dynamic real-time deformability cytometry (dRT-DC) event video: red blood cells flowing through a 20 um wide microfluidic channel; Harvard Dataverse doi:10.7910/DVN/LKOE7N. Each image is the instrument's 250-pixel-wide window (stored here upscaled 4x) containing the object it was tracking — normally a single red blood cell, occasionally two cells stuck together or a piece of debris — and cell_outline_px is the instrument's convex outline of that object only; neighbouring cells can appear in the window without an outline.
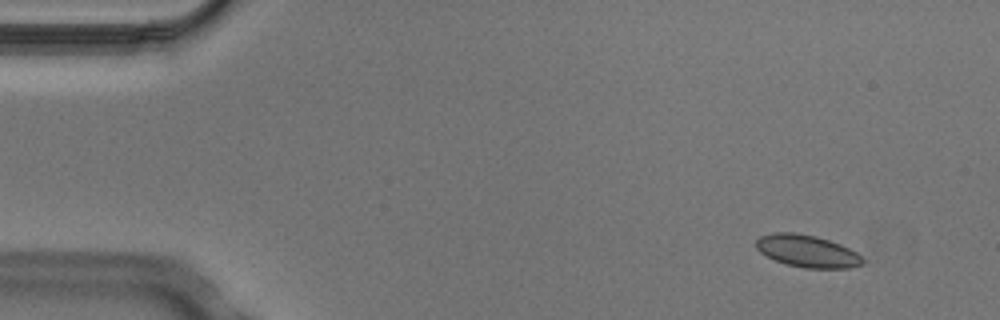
{"species": "Egyptian fruit bat (a non-hibernating species)", "species_latin": "Rousettus aegyptiacus", "temperature_condition": "cold", "stored_images_in_passage": 5, "camera_frame_rate_fps": 3000, "um_per_image_px": 0.085, "animal": {"sex": "male"}, "frame": {"image": 1, "passage_image": 2, "time_ms": 0.333, "image_size_px": [1000, 320], "cell_outline_px": [[864, 264], [848, 268], [804, 268], [784, 264], [760, 252], [756, 248], [756, 240], [760, 236], [776, 232], [796, 232], [816, 236], [840, 244], [856, 252], [864, 260]], "centroid_in_image_um": [68.6, 21.34], "position_along_channel_um": 16.4, "area_um2": 20.0}}
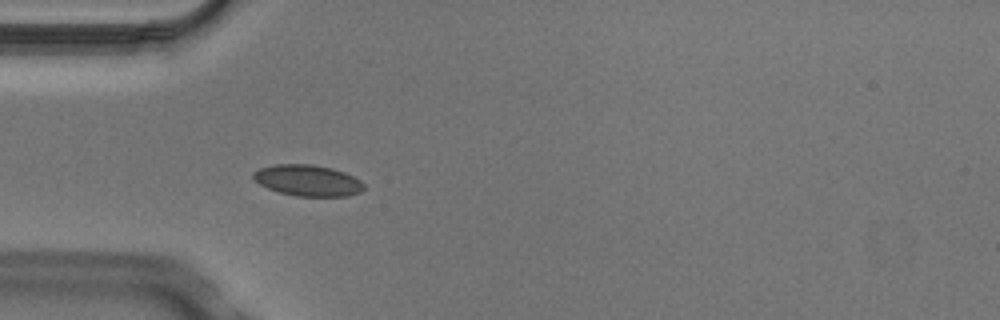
{"frame": {"image": 2, "passage_image": 5, "time_ms": 1.333, "image_size_px": [1000, 320], "cell_outline_px": [[364, 188], [360, 192], [348, 196], [296, 196], [280, 192], [268, 188], [252, 180], [252, 172], [260, 168], [276, 164], [312, 164], [332, 168], [344, 172], [360, 180], [364, 184]], "centroid_in_image_um": [26.14, 15.33], "position_along_channel_um": 58.9, "area_um2": 20.11}}